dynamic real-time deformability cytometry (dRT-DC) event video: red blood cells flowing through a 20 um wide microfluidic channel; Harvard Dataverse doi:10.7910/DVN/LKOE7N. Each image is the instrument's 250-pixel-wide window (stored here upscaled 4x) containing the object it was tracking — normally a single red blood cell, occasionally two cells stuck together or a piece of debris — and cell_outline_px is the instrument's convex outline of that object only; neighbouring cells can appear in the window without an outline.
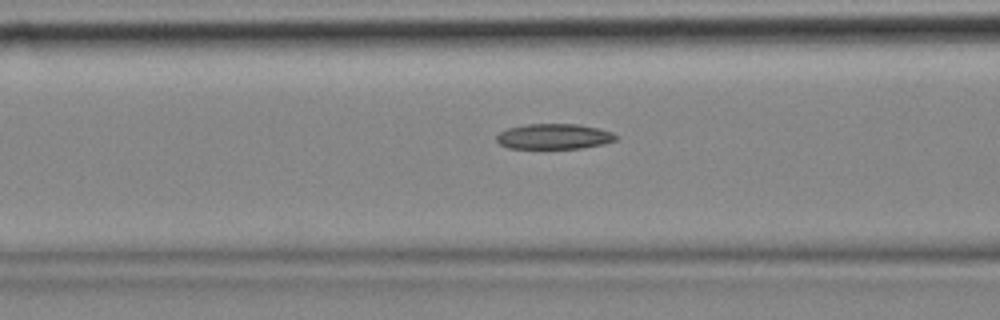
{"species": "common noctule bat (a hibernating species)", "species_latin": "Nyctalus noctula", "temperature_condition": "cold", "stored_images_in_passage": 30, "camera_frame_rate_fps": 3000, "um_per_image_px": 0.085, "animal": {"sex": "female", "body_mass_g": 18.4}, "frame": {"image": 1, "passage_image": 22, "time_ms": 7.0, "image_size_px": [1000, 320], "cell_outline_px": [[620, 136], [616, 140], [604, 144], [580, 148], [508, 148], [500, 144], [496, 140], [496, 136], [500, 132], [508, 128], [528, 124], [580, 124], [600, 128], [612, 132]], "centroid_in_image_um": [47.14, 11.59], "position_along_channel_um": 119.5, "area_um2": 17.74}}